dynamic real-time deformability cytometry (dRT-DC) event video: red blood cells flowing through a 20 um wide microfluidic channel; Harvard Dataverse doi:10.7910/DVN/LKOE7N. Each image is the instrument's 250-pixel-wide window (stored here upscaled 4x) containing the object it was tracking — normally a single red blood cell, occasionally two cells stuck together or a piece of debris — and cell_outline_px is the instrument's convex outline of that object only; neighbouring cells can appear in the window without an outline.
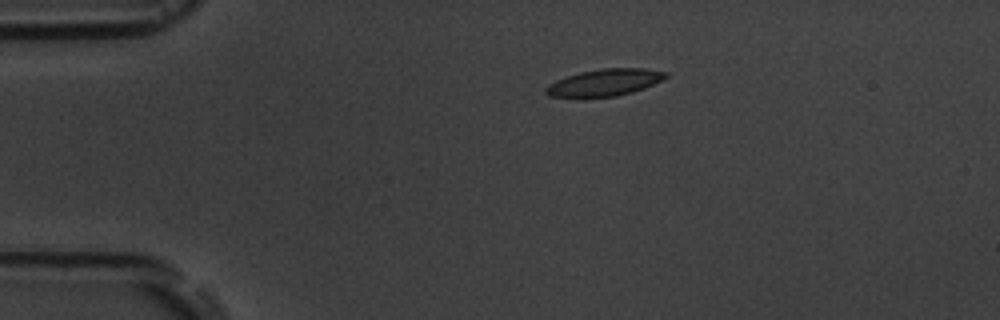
{"species": "common noctule bat (a hibernating species)", "species_latin": "Nyctalus noctula", "temperature_condition": "room temperature", "stored_images_in_passage": 5, "camera_frame_rate_fps": 3000, "um_per_image_px": 0.085, "animal": {"sex": "male", "body_mass_g": 19.5, "forearm_length_mm": 54.6}, "frame": {"image": 1, "passage_image": 2, "time_ms": 1.333, "image_size_px": [1000, 320], "cell_outline_px": [[668, 76], [644, 88], [632, 92], [616, 96], [548, 96], [544, 92], [544, 88], [548, 84], [556, 80], [580, 72], [604, 68], [644, 68], [668, 72]], "centroid_in_image_um": [51.39, 6.99], "position_along_channel_um": 33.6, "area_um2": 18.44}}
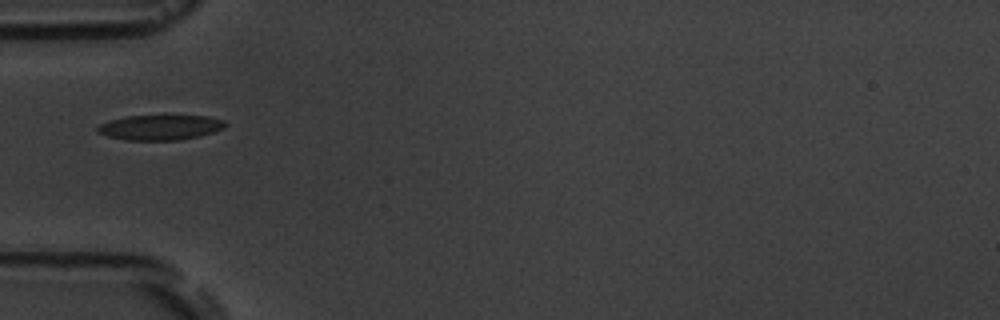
{"frame": {"image": 2, "passage_image": 4, "time_ms": 3.667, "image_size_px": [1000, 320], "cell_outline_px": [[228, 124], [224, 128], [200, 136], [180, 140], [124, 140], [108, 136], [96, 132], [96, 128], [100, 124], [108, 120], [128, 116], [208, 116], [224, 120]], "centroid_in_image_um": [13.61, 10.83], "position_along_channel_um": 71.4, "area_um2": 18.73}}
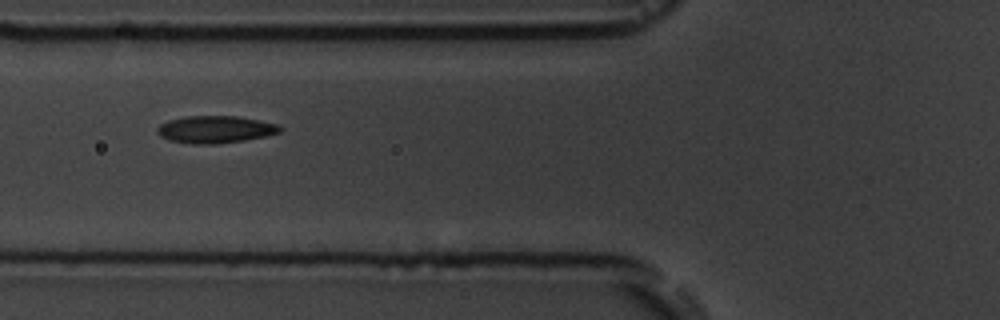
{"frame": {"image": 3, "passage_image": 5, "time_ms": 4.667, "image_size_px": [1000, 320], "cell_outline_px": [[284, 128], [280, 132], [268, 136], [244, 140], [216, 144], [192, 144], [168, 140], [160, 136], [156, 132], [156, 128], [160, 124], [168, 120], [184, 116], [240, 116], [280, 124]], "centroid_in_image_um": [18.32, 11.0], "position_along_channel_um": 107.5, "area_um2": 19.88}}